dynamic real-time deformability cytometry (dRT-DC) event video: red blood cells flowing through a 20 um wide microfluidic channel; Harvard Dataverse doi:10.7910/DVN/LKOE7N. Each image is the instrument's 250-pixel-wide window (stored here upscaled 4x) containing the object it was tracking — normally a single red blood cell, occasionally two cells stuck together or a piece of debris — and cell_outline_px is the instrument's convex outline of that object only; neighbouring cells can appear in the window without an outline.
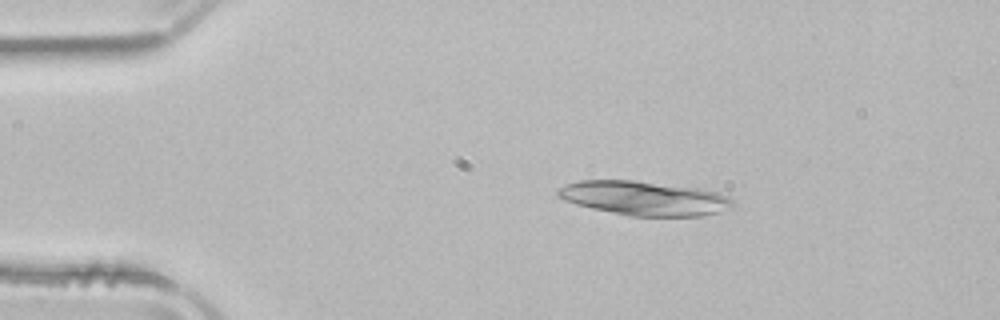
{"species": "common noctule bat (a hibernating species)", "species_latin": "Nyctalus noctula", "temperature_condition": "room temperature", "stored_images_in_passage": 13, "camera_frame_rate_fps": 3000, "um_per_image_px": 0.085, "animal": {"sex": "male", "body_mass_g": 21.5, "forearm_length_mm": 52.0}, "frame": {"image": 1, "passage_image": 3, "time_ms": 0.667, "image_size_px": [1000, 320], "cell_outline_px": [[736, 204], [716, 212], [700, 216], [628, 216], [592, 208], [576, 204], [564, 200], [556, 196], [556, 192], [560, 188], [568, 184], [580, 180], [632, 180], [696, 188], [716, 192], [728, 196]], "centroid_in_image_um": [54.72, 16.85], "position_along_channel_um": 30.3, "area_um2": 34.51}}